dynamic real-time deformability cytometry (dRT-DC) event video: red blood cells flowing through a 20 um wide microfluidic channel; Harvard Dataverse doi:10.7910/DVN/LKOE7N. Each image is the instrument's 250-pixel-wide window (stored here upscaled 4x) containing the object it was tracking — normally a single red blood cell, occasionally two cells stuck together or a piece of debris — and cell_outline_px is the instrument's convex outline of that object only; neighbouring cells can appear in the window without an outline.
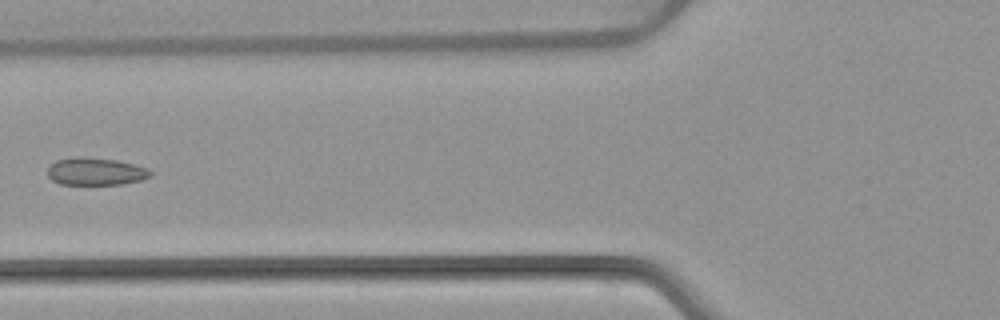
{"species": "common noctule bat (a hibernating species)", "species_latin": "Nyctalus noctula", "temperature_condition": "warm", "stored_images_in_passage": 5, "camera_frame_rate_fps": 3000, "um_per_image_px": 0.085, "animal": {"sex": "female", "body_mass_g": 22.7, "forearm_length_mm": 54.2}, "frame": {"image": 1, "passage_image": 5, "time_ms": 5.667, "image_size_px": [1000, 320], "cell_outline_px": [[152, 176], [140, 180], [120, 184], [60, 184], [52, 180], [48, 176], [48, 168], [56, 160], [76, 156], [80, 156], [116, 160], [148, 168], [152, 172]], "centroid_in_image_um": [8.12, 14.57], "position_along_channel_um": 117.7, "area_um2": 16.42}}